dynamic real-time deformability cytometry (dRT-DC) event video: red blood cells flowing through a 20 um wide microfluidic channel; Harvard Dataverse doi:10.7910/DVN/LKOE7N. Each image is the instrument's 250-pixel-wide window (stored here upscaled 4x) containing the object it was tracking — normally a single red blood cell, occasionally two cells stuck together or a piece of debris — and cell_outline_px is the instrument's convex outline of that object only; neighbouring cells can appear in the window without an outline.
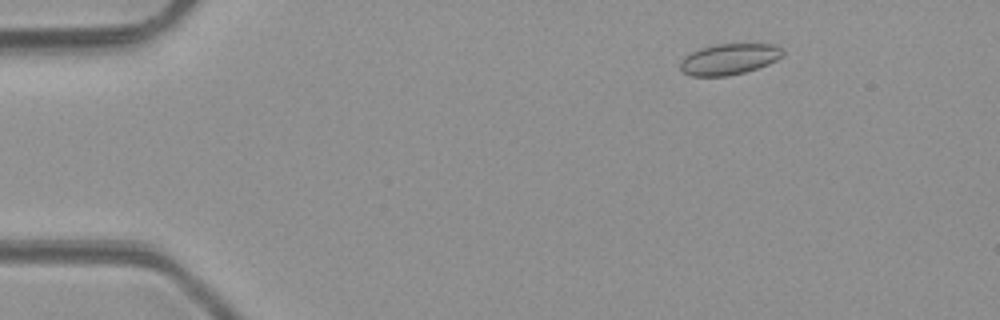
{"species": "common noctule bat (a hibernating species)", "species_latin": "Nyctalus noctula", "temperature_condition": "room temperature", "stored_images_in_passage": 5, "camera_frame_rate_fps": 3000, "um_per_image_px": 0.085, "animal": {"sex": "male", "body_mass_g": 23.1, "forearm_length_mm": 52.7}, "frame": {"image": 1, "passage_image": 2, "time_ms": 1.333, "image_size_px": [1000, 320], "cell_outline_px": [[784, 56], [768, 64], [744, 72], [728, 76], [692, 76], [684, 72], [680, 68], [680, 60], [684, 56], [700, 48], [712, 44], [772, 44], [784, 48]], "centroid_in_image_um": [61.99, 5.02], "position_along_channel_um": 23.0, "area_um2": 18.61}}